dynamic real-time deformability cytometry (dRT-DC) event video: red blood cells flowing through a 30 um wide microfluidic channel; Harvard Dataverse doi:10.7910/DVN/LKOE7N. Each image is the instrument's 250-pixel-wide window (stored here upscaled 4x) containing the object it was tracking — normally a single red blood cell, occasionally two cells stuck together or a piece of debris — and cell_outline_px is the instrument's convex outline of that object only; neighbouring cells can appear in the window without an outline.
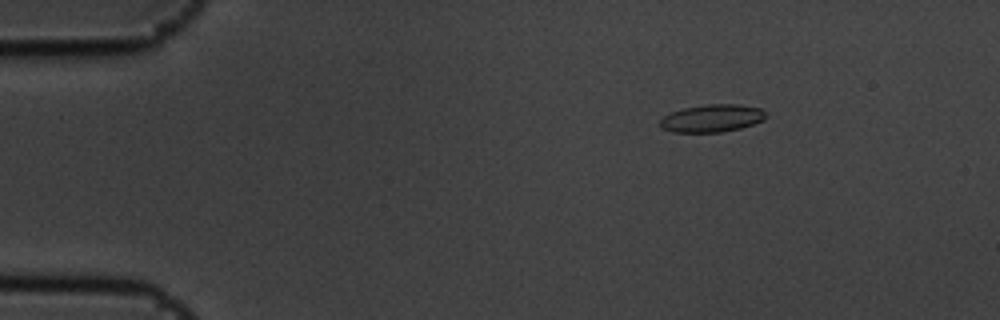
{"species": "common noctule bat (a hibernating species)", "species_latin": "Nyctalus noctula", "temperature_condition": "cold", "stored_images_in_passage": 49, "camera_frame_rate_fps": 3000, "um_per_image_px": 0.085, "animal": {"sex": "male", "body_mass_g": 19.5, "forearm_length_mm": 54.6}, "frame": {"image": 1, "passage_image": 1, "time_ms": 0.0, "image_size_px": [1000, 320], "cell_outline_px": [[768, 116], [764, 120], [740, 128], [720, 132], [672, 132], [660, 128], [660, 120], [664, 116], [672, 112], [684, 108], [704, 104], [736, 104], [760, 108]], "centroid_in_image_um": [60.51, 10.05], "position_along_channel_um": 24.5, "area_um2": 16.99}}
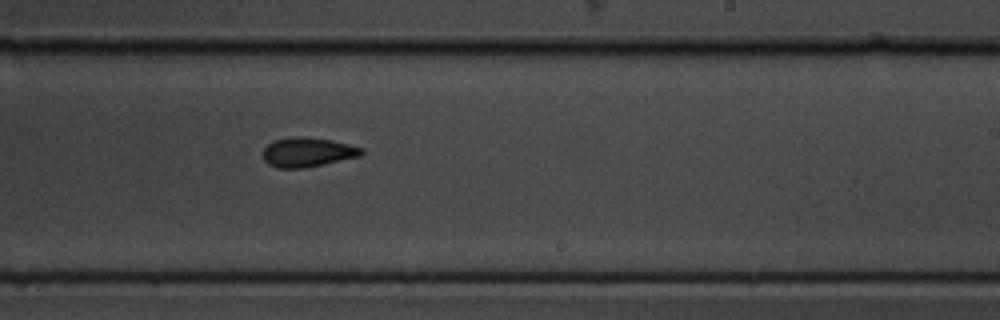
{"frame": {"image": 2, "passage_image": 27, "time_ms": 8.667, "image_size_px": [1000, 320], "cell_outline_px": [[364, 152], [360, 156], [324, 164], [300, 168], [276, 168], [268, 164], [264, 160], [264, 148], [272, 140], [292, 136], [304, 136], [332, 140], [364, 148]], "centroid_in_image_um": [26.14, 12.92], "position_along_channel_um": 262.9, "area_um2": 16.99}}
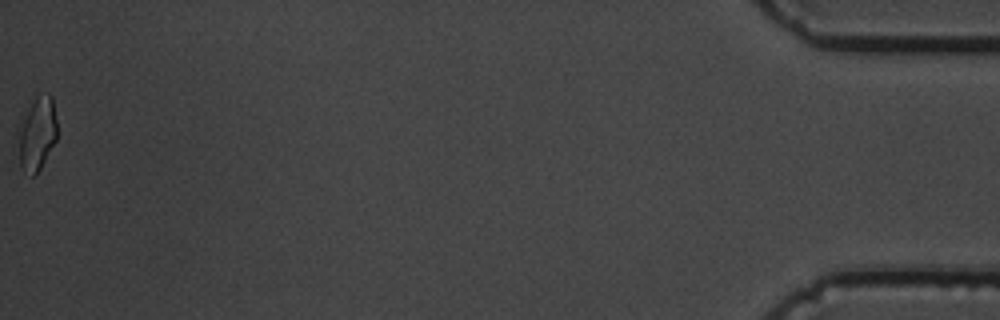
{"frame": {"image": 3, "passage_image": 49, "time_ms": 16.0, "image_size_px": [1000, 320], "cell_outline_px": [[56, 140], [36, 176], [32, 176], [20, 164], [16, 128], [36, 96], [48, 92], [52, 96], [56, 120]], "centroid_in_image_um": [3.13, 11.34], "position_along_channel_um": 432.1, "area_um2": 16.7}, "authors_computed_cell_mechanics": {"area_um2": 16.6464, "velocity_mm_per_s": 3.5967, "shape_relaxation_time_tau1_ms": 4.74, "shape_relaxation_time_tau2_ms": 2.4258, "deformation_change_tau1": 0.1337, "deformation_change_tau2": 0.0769}}